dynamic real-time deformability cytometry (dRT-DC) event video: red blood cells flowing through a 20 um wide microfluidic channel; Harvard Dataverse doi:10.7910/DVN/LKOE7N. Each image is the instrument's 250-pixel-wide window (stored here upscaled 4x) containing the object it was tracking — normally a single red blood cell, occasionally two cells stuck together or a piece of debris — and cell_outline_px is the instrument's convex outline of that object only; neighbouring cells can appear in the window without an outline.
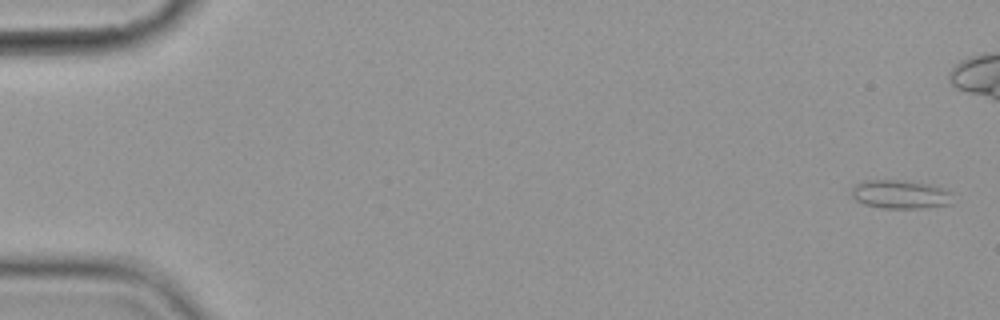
{"species": "common noctule bat (a hibernating species)", "species_latin": "Nyctalus noctula", "temperature_condition": "cold", "stored_images_in_passage": 12, "camera_frame_rate_fps": 3000, "um_per_image_px": 0.085, "animal": {"sex": "female", "body_mass_g": 19.9}, "frame": {"image": 1, "passage_image": 1, "time_ms": 0.0, "image_size_px": [1000, 320], "cell_outline_px": [[952, 204], [920, 208], [884, 208], [864, 204], [856, 200], [852, 196], [852, 188], [856, 184], [864, 180], [896, 180], [924, 184], [940, 188], [952, 192]], "centroid_in_image_um": [76.51, 16.53], "position_along_channel_um": 8.5, "area_um2": 16.59}}